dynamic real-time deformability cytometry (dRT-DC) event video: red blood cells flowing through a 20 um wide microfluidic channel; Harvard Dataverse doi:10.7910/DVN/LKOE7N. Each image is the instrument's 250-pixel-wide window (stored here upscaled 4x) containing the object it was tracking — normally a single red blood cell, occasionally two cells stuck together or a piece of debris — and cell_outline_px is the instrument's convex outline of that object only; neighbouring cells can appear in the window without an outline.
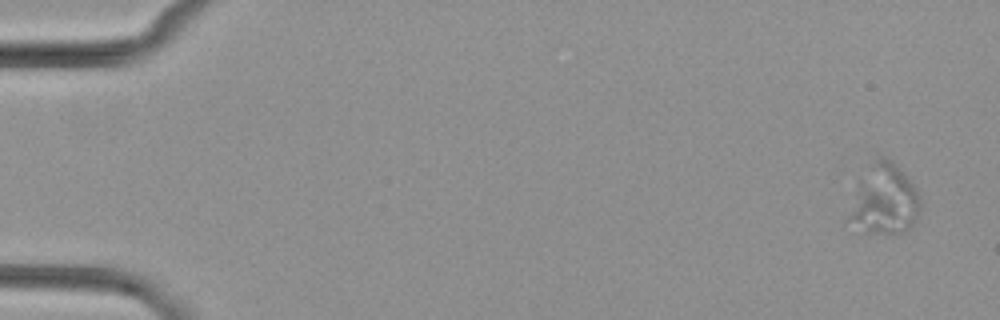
{"species": "common noctule bat (a hibernating species)", "species_latin": "Nyctalus noctula", "temperature_condition": "cold", "stored_images_in_passage": 4, "camera_frame_rate_fps": 3000, "um_per_image_px": 0.085, "animal": {"sex": "female", "body_mass_g": 29.2, "forearm_length_mm": 56.3}, "frame": {"image": 1, "passage_image": 1, "time_ms": 0.0, "image_size_px": [1000, 320], "cell_outline_px": [[920, 212], [912, 224], [904, 232], [860, 232], [848, 216], [860, 180], [876, 160], [880, 156], [884, 156], [892, 160], [916, 188], [920, 196]], "centroid_in_image_um": [75.21, 16.98], "position_along_channel_um": 9.8, "area_um2": 28.21}}